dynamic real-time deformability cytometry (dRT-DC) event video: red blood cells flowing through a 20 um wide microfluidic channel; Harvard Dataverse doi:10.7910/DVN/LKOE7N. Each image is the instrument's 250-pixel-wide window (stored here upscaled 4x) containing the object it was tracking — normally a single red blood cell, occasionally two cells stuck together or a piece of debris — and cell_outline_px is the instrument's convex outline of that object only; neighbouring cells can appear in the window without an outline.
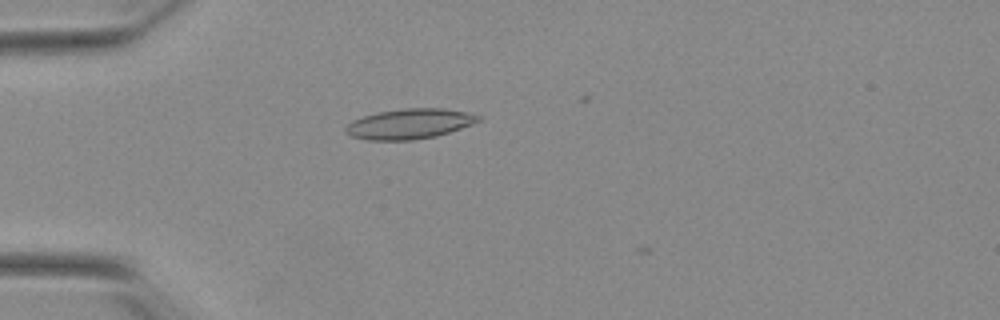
{"species": "Egyptian fruit bat (a non-hibernating species)", "species_latin": "Rousettus aegyptiacus", "temperature_condition": "warm", "stored_images_in_passage": 9, "camera_frame_rate_fps": 3000, "um_per_image_px": 0.085, "animal": {"sex": "female"}, "frame": {"image": 1, "passage_image": 8, "time_ms": 2.333, "image_size_px": [1000, 320], "cell_outline_px": [[480, 120], [472, 124], [436, 136], [412, 140], [368, 140], [352, 136], [344, 132], [344, 128], [352, 120], [364, 116], [380, 112], [404, 108], [444, 108], [464, 112], [480, 116]], "centroid_in_image_um": [34.77, 10.53], "position_along_channel_um": 50.2, "area_um2": 23.06}}